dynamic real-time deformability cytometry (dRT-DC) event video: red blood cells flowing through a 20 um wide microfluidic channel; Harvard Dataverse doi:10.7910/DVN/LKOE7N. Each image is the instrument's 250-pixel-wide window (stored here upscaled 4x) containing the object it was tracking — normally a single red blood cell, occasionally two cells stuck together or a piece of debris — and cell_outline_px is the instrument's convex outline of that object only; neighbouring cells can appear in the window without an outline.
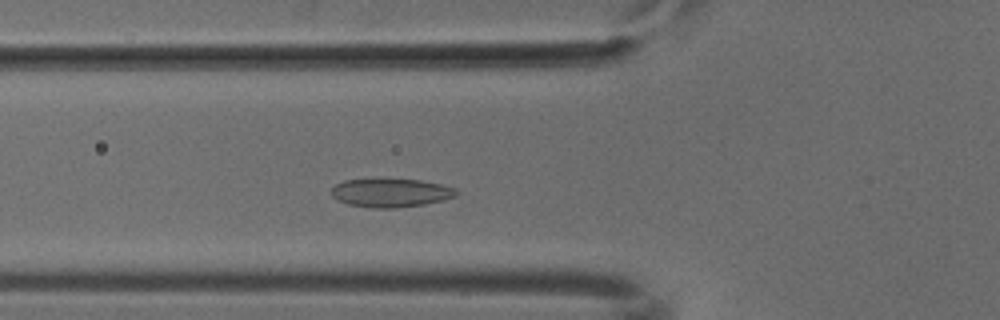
{"species": "common noctule bat (a hibernating species)", "species_latin": "Nyctalus noctula", "temperature_condition": "cold", "stored_images_in_passage": 47, "camera_frame_rate_fps": 3000, "um_per_image_px": 0.085, "animal": {"sex": "male", "body_mass_g": 18.8}, "frame": {"image": 1, "passage_image": 13, "time_ms": 4.0, "image_size_px": [1000, 320], "cell_outline_px": [[460, 192], [456, 196], [444, 200], [424, 204], [396, 208], [372, 208], [348, 204], [332, 196], [328, 192], [336, 184], [344, 180], [380, 176], [420, 180], [440, 184], [456, 188]], "centroid_in_image_um": [33.2, 16.34], "position_along_channel_um": 92.6, "area_um2": 21.73}}
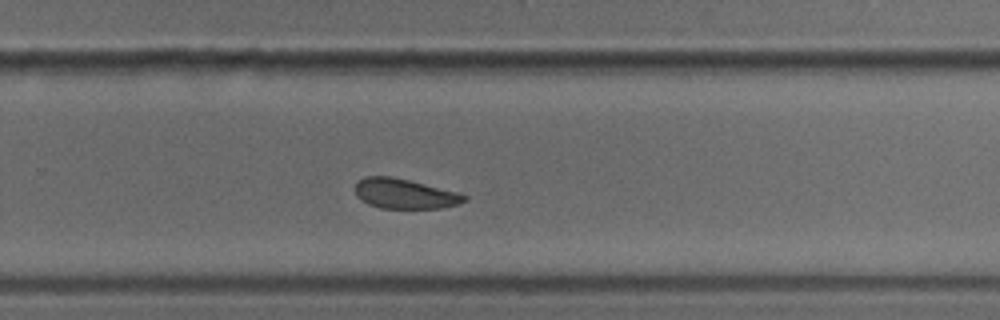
{"frame": {"image": 2, "passage_image": 29, "time_ms": 9.333, "image_size_px": [1000, 320], "cell_outline_px": [[468, 200], [460, 204], [440, 208], [380, 208], [368, 204], [356, 196], [356, 184], [364, 176], [392, 176], [456, 192], [468, 196]], "centroid_in_image_um": [34.4, 16.47], "position_along_channel_um": 295.4, "area_um2": 18.9}}
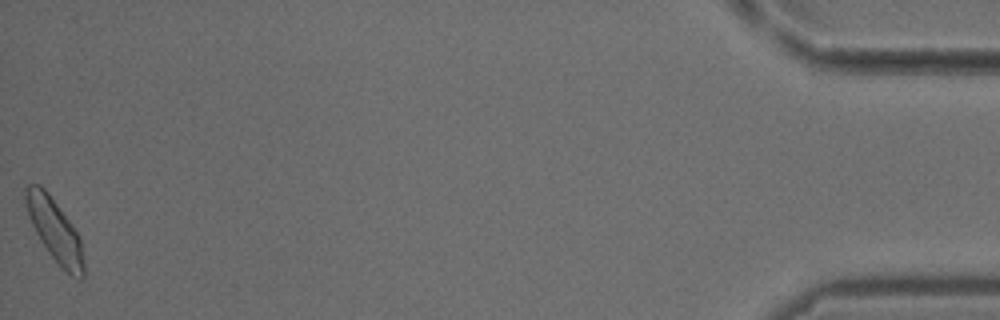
{"frame": {"image": 3, "passage_image": 47, "time_ms": 15.333, "image_size_px": [1000, 320], "cell_outline_px": [[84, 276], [80, 280], [72, 276], [60, 268], [48, 252], [40, 240], [28, 216], [24, 200], [24, 188], [28, 184], [40, 184], [48, 192], [72, 224], [80, 236], [84, 260]], "centroid_in_image_um": [4.66, 19.58], "position_along_channel_um": 430.5, "area_um2": 21.5}}